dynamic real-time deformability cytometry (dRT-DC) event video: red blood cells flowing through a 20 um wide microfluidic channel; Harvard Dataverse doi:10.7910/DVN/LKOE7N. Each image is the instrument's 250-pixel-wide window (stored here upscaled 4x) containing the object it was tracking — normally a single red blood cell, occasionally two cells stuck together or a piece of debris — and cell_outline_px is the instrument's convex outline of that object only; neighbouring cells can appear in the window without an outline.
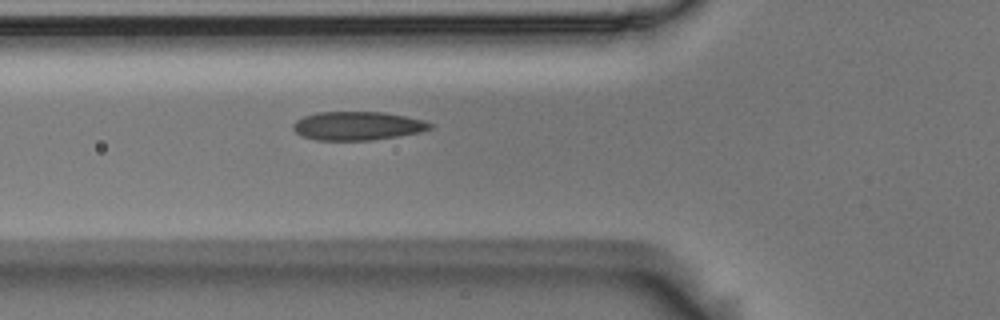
{"species": "Egyptian fruit bat (a non-hibernating species)", "species_latin": "Rousettus aegyptiacus", "temperature_condition": "room temperature", "stored_images_in_passage": 3, "camera_frame_rate_fps": 3000, "um_per_image_px": 0.085, "animal": {"sex": "male"}, "frame": {"image": 1, "passage_image": 3, "time_ms": 0.667, "image_size_px": [1000, 320], "cell_outline_px": [[432, 128], [420, 132], [400, 136], [372, 140], [316, 140], [300, 136], [292, 128], [292, 124], [296, 120], [304, 116], [316, 112], [384, 112], [424, 120], [432, 124]], "centroid_in_image_um": [30.36, 10.7], "position_along_channel_um": 95.4, "area_um2": 22.95}}